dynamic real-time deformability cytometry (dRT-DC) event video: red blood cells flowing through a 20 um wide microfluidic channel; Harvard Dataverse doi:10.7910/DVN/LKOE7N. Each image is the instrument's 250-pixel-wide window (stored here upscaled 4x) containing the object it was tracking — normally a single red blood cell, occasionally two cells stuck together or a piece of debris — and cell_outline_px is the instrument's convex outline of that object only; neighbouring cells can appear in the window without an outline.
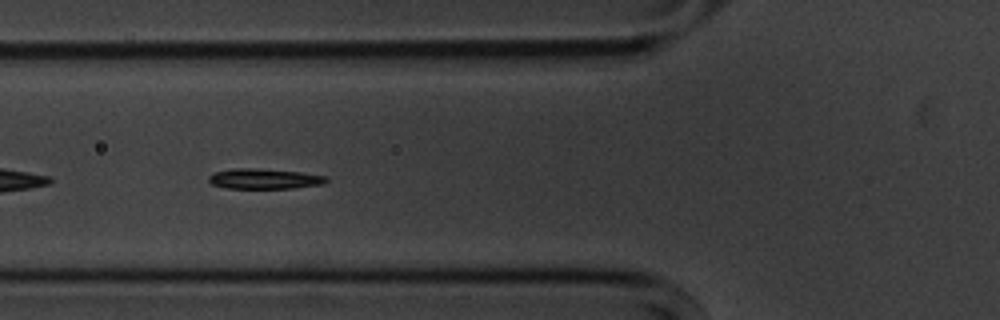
{"species": "common noctule bat (a hibernating species)", "species_latin": "Nyctalus noctula", "temperature_condition": "cold", "stored_images_in_passage": 41, "camera_frame_rate_fps": 3000, "um_per_image_px": 0.085, "animal": {"sex": "male", "body_mass_g": 20.1, "forearm_length_mm": 53.5}, "frame": {"image": 1, "passage_image": 5, "time_ms": 1.333, "image_size_px": [1000, 320], "cell_outline_px": [[328, 180], [324, 184], [292, 188], [228, 188], [212, 184], [208, 180], [208, 176], [216, 172], [236, 168], [252, 168], [300, 172], [324, 176]], "centroid_in_image_um": [22.46, 15.2], "position_along_channel_um": 103.3, "area_um2": 13.64}}
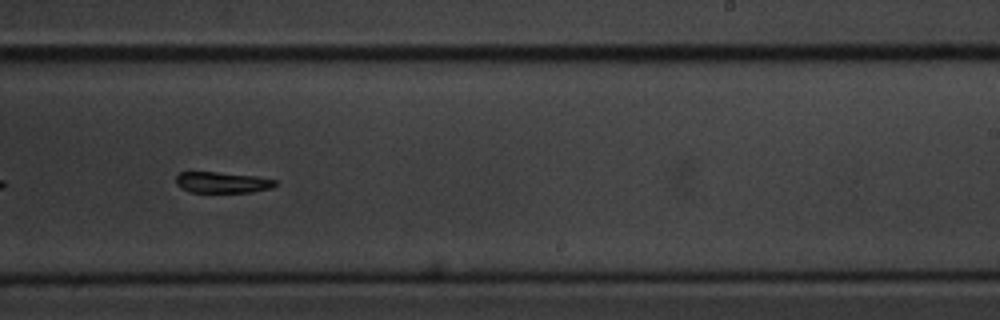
{"frame": {"image": 2, "passage_image": 19, "time_ms": 6.0, "image_size_px": [1000, 320], "cell_outline_px": [[276, 184], [272, 188], [252, 192], [188, 192], [180, 188], [176, 184], [176, 176], [180, 172], [216, 172], [256, 176], [276, 180]], "centroid_in_image_um": [18.87, 15.51], "position_along_channel_um": 270.1, "area_um2": 12.2}}
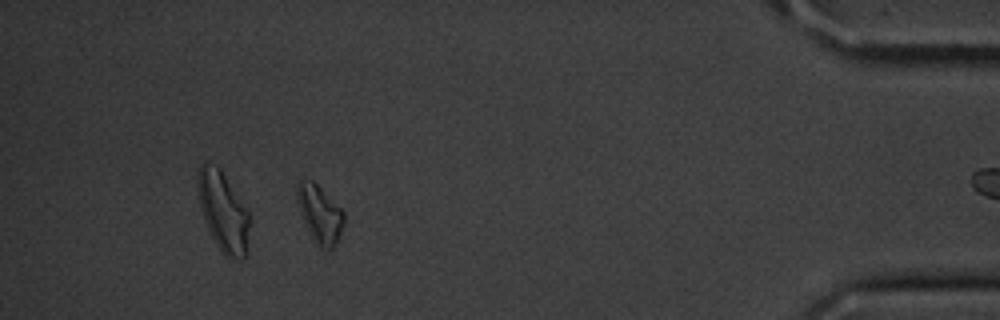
{"frame": {"image": 3, "passage_image": 35, "time_ms": 11.333, "image_size_px": [1000, 320], "cell_outline_px": [[344, 224], [332, 248], [324, 248], [316, 244], [304, 216], [296, 196], [296, 184], [300, 180], [312, 180], [344, 212]], "centroid_in_image_um": [27.19, 18.14], "position_along_channel_um": 408.0, "area_um2": 14.68}, "authors_computed_cell_mechanics": {"area_um2": 13.8142, "velocity_mm_per_s": 3.5746, "shape_relaxation_time_tau1_ms": 1.4734, "shape_relaxation_time_tau2_ms": 5.1014, "deformation_change_tau1": 0.0878, "deformation_change_tau2": 0.0889}}